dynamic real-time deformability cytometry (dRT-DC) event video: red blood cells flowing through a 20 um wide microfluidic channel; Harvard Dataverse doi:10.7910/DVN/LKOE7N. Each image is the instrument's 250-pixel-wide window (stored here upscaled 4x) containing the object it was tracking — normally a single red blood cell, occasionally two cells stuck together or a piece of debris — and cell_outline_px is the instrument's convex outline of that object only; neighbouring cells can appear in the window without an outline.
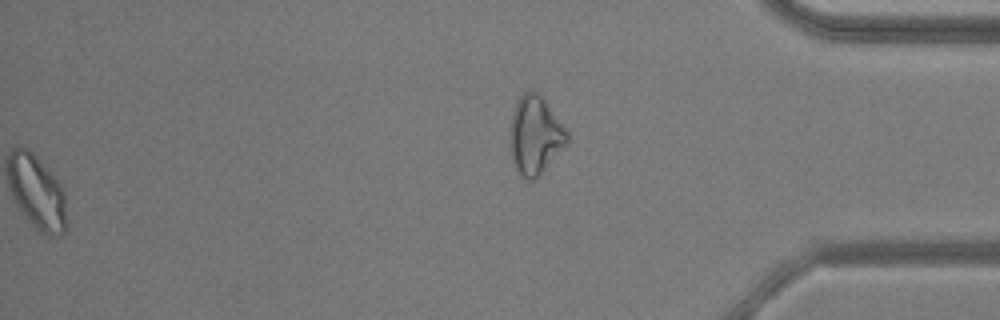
{"species": "common noctule bat (a hibernating species)", "species_latin": "Nyctalus noctula", "temperature_condition": "warm", "stored_images_in_passage": 45, "segment_of_instrument_passage": [2, 2], "camera_frame_rate_fps": 3000, "um_per_image_px": 0.085, "animal": {"sex": "male", "body_mass_g": 20.5, "forearm_length_mm": 52.5}, "frame": {"image": 1, "passage_image": 45, "time_ms": 14.667, "image_size_px": [1000, 320], "cell_outline_px": [[568, 144], [532, 180], [528, 180], [520, 176], [516, 172], [512, 160], [508, 132], [512, 116], [516, 104], [520, 96], [524, 92], [536, 92], [544, 100], [568, 128]], "centroid_in_image_um": [45.48, 11.5], "position_along_channel_um": 389.7, "area_um2": 26.01}}